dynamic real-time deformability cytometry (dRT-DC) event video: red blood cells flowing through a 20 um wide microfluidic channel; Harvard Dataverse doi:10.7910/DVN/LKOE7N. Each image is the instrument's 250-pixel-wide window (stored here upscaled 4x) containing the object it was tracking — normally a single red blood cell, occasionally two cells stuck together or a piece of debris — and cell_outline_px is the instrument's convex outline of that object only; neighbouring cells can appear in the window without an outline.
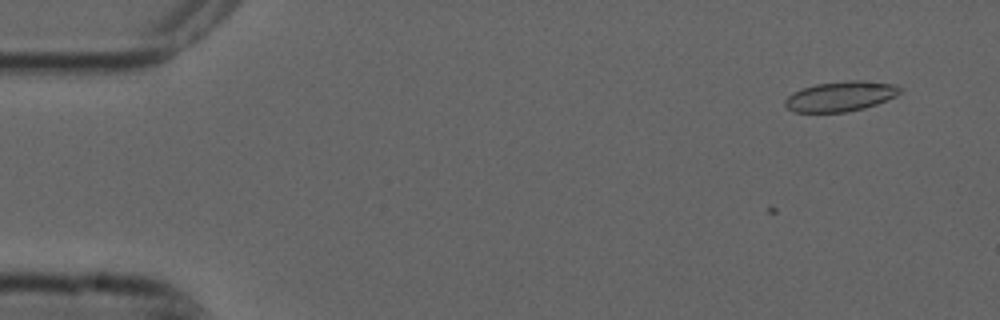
{"species": "common noctule bat (a hibernating species)", "species_latin": "Nyctalus noctula", "temperature_condition": "cold", "stored_images_in_passage": 7, "camera_frame_rate_fps": 3000, "um_per_image_px": 0.085, "animal": {"sex": "male", "forearm_length_mm": 52.5}, "frame": {"image": 1, "passage_image": 2, "time_ms": 0.333, "image_size_px": [1000, 320], "cell_outline_px": [[904, 88], [896, 96], [876, 104], [864, 108], [844, 112], [792, 112], [784, 104], [784, 100], [792, 92], [816, 84], [848, 80], [864, 80], [892, 84]], "centroid_in_image_um": [71.44, 8.18], "position_along_channel_um": 13.6, "area_um2": 20.11}}
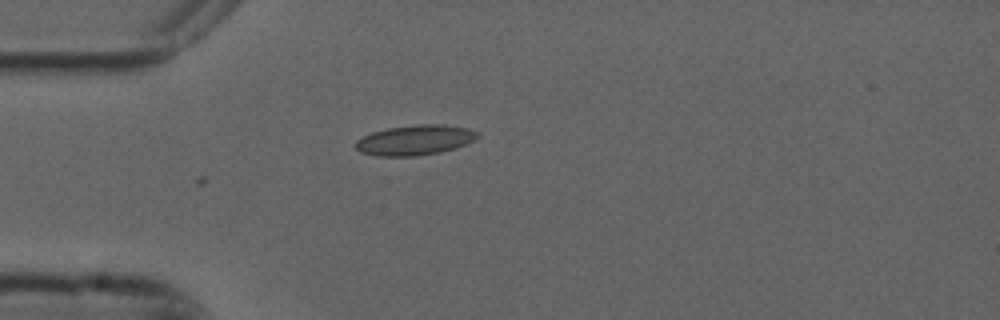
{"frame": {"image": 2, "passage_image": 5, "time_ms": 1.333, "image_size_px": [1000, 320], "cell_outline_px": [[480, 136], [456, 148], [440, 152], [416, 156], [376, 156], [360, 152], [356, 148], [356, 140], [372, 132], [388, 128], [416, 124], [440, 124], [468, 128], [480, 132]], "centroid_in_image_um": [35.28, 11.9], "position_along_channel_um": 49.7, "area_um2": 21.39}}